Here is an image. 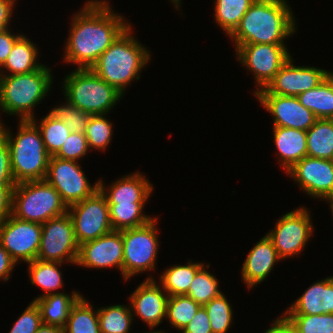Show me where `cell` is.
Wrapping results in <instances>:
<instances>
[{"mask_svg":"<svg viewBox=\"0 0 333 333\" xmlns=\"http://www.w3.org/2000/svg\"><path fill=\"white\" fill-rule=\"evenodd\" d=\"M84 5L72 16L63 57L65 62L77 64L78 69L91 68L131 25L114 13L106 0H89Z\"/></svg>","mask_w":333,"mask_h":333,"instance_id":"cell-1","label":"cell"},{"mask_svg":"<svg viewBox=\"0 0 333 333\" xmlns=\"http://www.w3.org/2000/svg\"><path fill=\"white\" fill-rule=\"evenodd\" d=\"M295 19L286 0H255L229 37L235 49L243 44H285L296 32Z\"/></svg>","mask_w":333,"mask_h":333,"instance_id":"cell-2","label":"cell"},{"mask_svg":"<svg viewBox=\"0 0 333 333\" xmlns=\"http://www.w3.org/2000/svg\"><path fill=\"white\" fill-rule=\"evenodd\" d=\"M132 32L130 25L91 67L100 78L123 95L131 81L140 79L141 70L151 59L150 51Z\"/></svg>","mask_w":333,"mask_h":333,"instance_id":"cell-3","label":"cell"},{"mask_svg":"<svg viewBox=\"0 0 333 333\" xmlns=\"http://www.w3.org/2000/svg\"><path fill=\"white\" fill-rule=\"evenodd\" d=\"M0 120V133L5 137L9 150L11 170L15 183L45 180L50 155L45 149L42 135L32 120H19L16 136H12Z\"/></svg>","mask_w":333,"mask_h":333,"instance_id":"cell-4","label":"cell"},{"mask_svg":"<svg viewBox=\"0 0 333 333\" xmlns=\"http://www.w3.org/2000/svg\"><path fill=\"white\" fill-rule=\"evenodd\" d=\"M46 65L38 70L15 75H0V110L20 120L35 118L34 110L40 104L53 83V74Z\"/></svg>","mask_w":333,"mask_h":333,"instance_id":"cell-5","label":"cell"},{"mask_svg":"<svg viewBox=\"0 0 333 333\" xmlns=\"http://www.w3.org/2000/svg\"><path fill=\"white\" fill-rule=\"evenodd\" d=\"M63 85L65 99L91 115H105L123 98L114 86L100 78L91 68L75 69L66 75Z\"/></svg>","mask_w":333,"mask_h":333,"instance_id":"cell-6","label":"cell"},{"mask_svg":"<svg viewBox=\"0 0 333 333\" xmlns=\"http://www.w3.org/2000/svg\"><path fill=\"white\" fill-rule=\"evenodd\" d=\"M67 211L59 192L46 180L20 182L14 187L12 215L20 220L43 224Z\"/></svg>","mask_w":333,"mask_h":333,"instance_id":"cell-7","label":"cell"},{"mask_svg":"<svg viewBox=\"0 0 333 333\" xmlns=\"http://www.w3.org/2000/svg\"><path fill=\"white\" fill-rule=\"evenodd\" d=\"M157 217L146 225L121 230L123 240V277L155 270L159 240Z\"/></svg>","mask_w":333,"mask_h":333,"instance_id":"cell-8","label":"cell"},{"mask_svg":"<svg viewBox=\"0 0 333 333\" xmlns=\"http://www.w3.org/2000/svg\"><path fill=\"white\" fill-rule=\"evenodd\" d=\"M78 245L92 241L113 231L109 218V205L98 189L93 195L68 207Z\"/></svg>","mask_w":333,"mask_h":333,"instance_id":"cell-9","label":"cell"},{"mask_svg":"<svg viewBox=\"0 0 333 333\" xmlns=\"http://www.w3.org/2000/svg\"><path fill=\"white\" fill-rule=\"evenodd\" d=\"M275 226L267 236L281 259L301 254L314 231L309 209L303 206L283 215Z\"/></svg>","mask_w":333,"mask_h":333,"instance_id":"cell-10","label":"cell"},{"mask_svg":"<svg viewBox=\"0 0 333 333\" xmlns=\"http://www.w3.org/2000/svg\"><path fill=\"white\" fill-rule=\"evenodd\" d=\"M79 245L73 222L68 212L42 224V235L37 259L50 262H70L75 265Z\"/></svg>","mask_w":333,"mask_h":333,"instance_id":"cell-11","label":"cell"},{"mask_svg":"<svg viewBox=\"0 0 333 333\" xmlns=\"http://www.w3.org/2000/svg\"><path fill=\"white\" fill-rule=\"evenodd\" d=\"M77 161L50 156L45 180L60 194L67 207L93 195L99 181L91 185Z\"/></svg>","mask_w":333,"mask_h":333,"instance_id":"cell-12","label":"cell"},{"mask_svg":"<svg viewBox=\"0 0 333 333\" xmlns=\"http://www.w3.org/2000/svg\"><path fill=\"white\" fill-rule=\"evenodd\" d=\"M285 44H243L235 52L237 60L250 72L259 87L264 89L291 57Z\"/></svg>","mask_w":333,"mask_h":333,"instance_id":"cell-13","label":"cell"},{"mask_svg":"<svg viewBox=\"0 0 333 333\" xmlns=\"http://www.w3.org/2000/svg\"><path fill=\"white\" fill-rule=\"evenodd\" d=\"M42 224L20 220L12 214L0 224V244L19 263L37 259Z\"/></svg>","mask_w":333,"mask_h":333,"instance_id":"cell-14","label":"cell"},{"mask_svg":"<svg viewBox=\"0 0 333 333\" xmlns=\"http://www.w3.org/2000/svg\"><path fill=\"white\" fill-rule=\"evenodd\" d=\"M331 73L313 66H295L291 56L269 84L255 94L297 97L299 94L320 85Z\"/></svg>","mask_w":333,"mask_h":333,"instance_id":"cell-15","label":"cell"},{"mask_svg":"<svg viewBox=\"0 0 333 333\" xmlns=\"http://www.w3.org/2000/svg\"><path fill=\"white\" fill-rule=\"evenodd\" d=\"M286 174L310 197L327 202L333 198V160L305 156Z\"/></svg>","mask_w":333,"mask_h":333,"instance_id":"cell-16","label":"cell"},{"mask_svg":"<svg viewBox=\"0 0 333 333\" xmlns=\"http://www.w3.org/2000/svg\"><path fill=\"white\" fill-rule=\"evenodd\" d=\"M77 266L93 269L117 267L123 276V240L121 230H113L79 245Z\"/></svg>","mask_w":333,"mask_h":333,"instance_id":"cell-17","label":"cell"},{"mask_svg":"<svg viewBox=\"0 0 333 333\" xmlns=\"http://www.w3.org/2000/svg\"><path fill=\"white\" fill-rule=\"evenodd\" d=\"M258 102L271 113L273 126L307 131L317 120L314 113L304 107L298 97L274 94H254Z\"/></svg>","mask_w":333,"mask_h":333,"instance_id":"cell-18","label":"cell"},{"mask_svg":"<svg viewBox=\"0 0 333 333\" xmlns=\"http://www.w3.org/2000/svg\"><path fill=\"white\" fill-rule=\"evenodd\" d=\"M168 298L162 286H158L155 278L149 276L129 297L132 314L138 316L150 329L156 328L166 319Z\"/></svg>","mask_w":333,"mask_h":333,"instance_id":"cell-19","label":"cell"},{"mask_svg":"<svg viewBox=\"0 0 333 333\" xmlns=\"http://www.w3.org/2000/svg\"><path fill=\"white\" fill-rule=\"evenodd\" d=\"M281 260L272 240L266 235L253 246L245 258L241 278L248 288L265 281L276 262Z\"/></svg>","mask_w":333,"mask_h":333,"instance_id":"cell-20","label":"cell"},{"mask_svg":"<svg viewBox=\"0 0 333 333\" xmlns=\"http://www.w3.org/2000/svg\"><path fill=\"white\" fill-rule=\"evenodd\" d=\"M145 177L143 173L136 171L131 175H125L121 179L118 178L108 188L104 185V181L100 179L98 180L99 189L105 195L108 204L146 203L154 188Z\"/></svg>","mask_w":333,"mask_h":333,"instance_id":"cell-21","label":"cell"},{"mask_svg":"<svg viewBox=\"0 0 333 333\" xmlns=\"http://www.w3.org/2000/svg\"><path fill=\"white\" fill-rule=\"evenodd\" d=\"M333 313V276L313 283L283 314Z\"/></svg>","mask_w":333,"mask_h":333,"instance_id":"cell-22","label":"cell"},{"mask_svg":"<svg viewBox=\"0 0 333 333\" xmlns=\"http://www.w3.org/2000/svg\"><path fill=\"white\" fill-rule=\"evenodd\" d=\"M272 129L280 166L287 172L307 156L306 131L275 126Z\"/></svg>","mask_w":333,"mask_h":333,"instance_id":"cell-23","label":"cell"},{"mask_svg":"<svg viewBox=\"0 0 333 333\" xmlns=\"http://www.w3.org/2000/svg\"><path fill=\"white\" fill-rule=\"evenodd\" d=\"M81 296L74 290L71 295L58 292L35 298L33 301L40 309L43 324L64 328L72 306Z\"/></svg>","mask_w":333,"mask_h":333,"instance_id":"cell-24","label":"cell"},{"mask_svg":"<svg viewBox=\"0 0 333 333\" xmlns=\"http://www.w3.org/2000/svg\"><path fill=\"white\" fill-rule=\"evenodd\" d=\"M37 49L36 44L21 34L15 41L4 65L0 68V75H5L6 73V75L24 74L38 70L43 64L37 62Z\"/></svg>","mask_w":333,"mask_h":333,"instance_id":"cell-25","label":"cell"},{"mask_svg":"<svg viewBox=\"0 0 333 333\" xmlns=\"http://www.w3.org/2000/svg\"><path fill=\"white\" fill-rule=\"evenodd\" d=\"M297 97L317 119H333V72L320 85Z\"/></svg>","mask_w":333,"mask_h":333,"instance_id":"cell-26","label":"cell"},{"mask_svg":"<svg viewBox=\"0 0 333 333\" xmlns=\"http://www.w3.org/2000/svg\"><path fill=\"white\" fill-rule=\"evenodd\" d=\"M306 134L307 156L333 160V119H317Z\"/></svg>","mask_w":333,"mask_h":333,"instance_id":"cell-27","label":"cell"},{"mask_svg":"<svg viewBox=\"0 0 333 333\" xmlns=\"http://www.w3.org/2000/svg\"><path fill=\"white\" fill-rule=\"evenodd\" d=\"M27 264L31 284L44 290V294L37 298L55 294V290L63 287L62 273L58 267L65 263L35 259Z\"/></svg>","mask_w":333,"mask_h":333,"instance_id":"cell-28","label":"cell"},{"mask_svg":"<svg viewBox=\"0 0 333 333\" xmlns=\"http://www.w3.org/2000/svg\"><path fill=\"white\" fill-rule=\"evenodd\" d=\"M203 265L204 263L192 261H188L187 265H172L162 272L159 285L168 296L187 295L195 274Z\"/></svg>","mask_w":333,"mask_h":333,"instance_id":"cell-29","label":"cell"},{"mask_svg":"<svg viewBox=\"0 0 333 333\" xmlns=\"http://www.w3.org/2000/svg\"><path fill=\"white\" fill-rule=\"evenodd\" d=\"M81 296L72 306L64 333H101L98 309Z\"/></svg>","mask_w":333,"mask_h":333,"instance_id":"cell-30","label":"cell"},{"mask_svg":"<svg viewBox=\"0 0 333 333\" xmlns=\"http://www.w3.org/2000/svg\"><path fill=\"white\" fill-rule=\"evenodd\" d=\"M146 203L108 204L109 218L113 230L137 228L149 223L155 217L143 214Z\"/></svg>","mask_w":333,"mask_h":333,"instance_id":"cell-31","label":"cell"},{"mask_svg":"<svg viewBox=\"0 0 333 333\" xmlns=\"http://www.w3.org/2000/svg\"><path fill=\"white\" fill-rule=\"evenodd\" d=\"M255 0H215L214 4V19L225 31L226 35L230 36L239 26L242 17L250 8Z\"/></svg>","mask_w":333,"mask_h":333,"instance_id":"cell-32","label":"cell"},{"mask_svg":"<svg viewBox=\"0 0 333 333\" xmlns=\"http://www.w3.org/2000/svg\"><path fill=\"white\" fill-rule=\"evenodd\" d=\"M133 314L131 306L121 304L98 308L101 333H129Z\"/></svg>","mask_w":333,"mask_h":333,"instance_id":"cell-33","label":"cell"},{"mask_svg":"<svg viewBox=\"0 0 333 333\" xmlns=\"http://www.w3.org/2000/svg\"><path fill=\"white\" fill-rule=\"evenodd\" d=\"M32 121L41 132L47 153L50 156H54L60 150L71 131L61 119L55 118L50 113L40 119L39 124H37L35 118Z\"/></svg>","mask_w":333,"mask_h":333,"instance_id":"cell-34","label":"cell"},{"mask_svg":"<svg viewBox=\"0 0 333 333\" xmlns=\"http://www.w3.org/2000/svg\"><path fill=\"white\" fill-rule=\"evenodd\" d=\"M209 264L203 265L195 274L187 296L192 298L196 303L204 306L222 292L219 290L218 280L208 270Z\"/></svg>","mask_w":333,"mask_h":333,"instance_id":"cell-35","label":"cell"},{"mask_svg":"<svg viewBox=\"0 0 333 333\" xmlns=\"http://www.w3.org/2000/svg\"><path fill=\"white\" fill-rule=\"evenodd\" d=\"M201 307L187 295L169 296L167 302L166 319L171 326L181 331L195 316Z\"/></svg>","mask_w":333,"mask_h":333,"instance_id":"cell-36","label":"cell"},{"mask_svg":"<svg viewBox=\"0 0 333 333\" xmlns=\"http://www.w3.org/2000/svg\"><path fill=\"white\" fill-rule=\"evenodd\" d=\"M210 319L213 333H227L232 321L233 310L224 293L204 305Z\"/></svg>","mask_w":333,"mask_h":333,"instance_id":"cell-37","label":"cell"},{"mask_svg":"<svg viewBox=\"0 0 333 333\" xmlns=\"http://www.w3.org/2000/svg\"><path fill=\"white\" fill-rule=\"evenodd\" d=\"M112 124L105 115H91L86 126L85 136L89 149L106 150L112 138Z\"/></svg>","mask_w":333,"mask_h":333,"instance_id":"cell-38","label":"cell"},{"mask_svg":"<svg viewBox=\"0 0 333 333\" xmlns=\"http://www.w3.org/2000/svg\"><path fill=\"white\" fill-rule=\"evenodd\" d=\"M284 315L294 325L296 333H333V313Z\"/></svg>","mask_w":333,"mask_h":333,"instance_id":"cell-39","label":"cell"},{"mask_svg":"<svg viewBox=\"0 0 333 333\" xmlns=\"http://www.w3.org/2000/svg\"><path fill=\"white\" fill-rule=\"evenodd\" d=\"M63 105L55 106L49 113L61 119L71 132L85 133L91 114L73 106L67 100Z\"/></svg>","mask_w":333,"mask_h":333,"instance_id":"cell-40","label":"cell"},{"mask_svg":"<svg viewBox=\"0 0 333 333\" xmlns=\"http://www.w3.org/2000/svg\"><path fill=\"white\" fill-rule=\"evenodd\" d=\"M89 150L85 133L71 132L60 150L54 155L63 160L77 161L82 159Z\"/></svg>","mask_w":333,"mask_h":333,"instance_id":"cell-41","label":"cell"},{"mask_svg":"<svg viewBox=\"0 0 333 333\" xmlns=\"http://www.w3.org/2000/svg\"><path fill=\"white\" fill-rule=\"evenodd\" d=\"M42 324L40 309L35 301H31L15 321L9 333H35Z\"/></svg>","mask_w":333,"mask_h":333,"instance_id":"cell-42","label":"cell"},{"mask_svg":"<svg viewBox=\"0 0 333 333\" xmlns=\"http://www.w3.org/2000/svg\"><path fill=\"white\" fill-rule=\"evenodd\" d=\"M15 185L9 146L5 137L0 133V188H14Z\"/></svg>","mask_w":333,"mask_h":333,"instance_id":"cell-43","label":"cell"},{"mask_svg":"<svg viewBox=\"0 0 333 333\" xmlns=\"http://www.w3.org/2000/svg\"><path fill=\"white\" fill-rule=\"evenodd\" d=\"M182 333H213L210 319L204 306H201L191 321L181 330Z\"/></svg>","mask_w":333,"mask_h":333,"instance_id":"cell-44","label":"cell"},{"mask_svg":"<svg viewBox=\"0 0 333 333\" xmlns=\"http://www.w3.org/2000/svg\"><path fill=\"white\" fill-rule=\"evenodd\" d=\"M20 36V34L15 35L12 33L9 28L0 31V68L4 65L15 44V41Z\"/></svg>","mask_w":333,"mask_h":333,"instance_id":"cell-45","label":"cell"},{"mask_svg":"<svg viewBox=\"0 0 333 333\" xmlns=\"http://www.w3.org/2000/svg\"><path fill=\"white\" fill-rule=\"evenodd\" d=\"M14 188H0V224L12 214Z\"/></svg>","mask_w":333,"mask_h":333,"instance_id":"cell-46","label":"cell"},{"mask_svg":"<svg viewBox=\"0 0 333 333\" xmlns=\"http://www.w3.org/2000/svg\"><path fill=\"white\" fill-rule=\"evenodd\" d=\"M17 263L12 259L7 250L0 244V279L8 281L10 274Z\"/></svg>","mask_w":333,"mask_h":333,"instance_id":"cell-47","label":"cell"},{"mask_svg":"<svg viewBox=\"0 0 333 333\" xmlns=\"http://www.w3.org/2000/svg\"><path fill=\"white\" fill-rule=\"evenodd\" d=\"M16 0H0V31L8 29Z\"/></svg>","mask_w":333,"mask_h":333,"instance_id":"cell-48","label":"cell"},{"mask_svg":"<svg viewBox=\"0 0 333 333\" xmlns=\"http://www.w3.org/2000/svg\"><path fill=\"white\" fill-rule=\"evenodd\" d=\"M264 333H296V330L290 320L282 314V317L277 318Z\"/></svg>","mask_w":333,"mask_h":333,"instance_id":"cell-49","label":"cell"},{"mask_svg":"<svg viewBox=\"0 0 333 333\" xmlns=\"http://www.w3.org/2000/svg\"><path fill=\"white\" fill-rule=\"evenodd\" d=\"M35 333H64V328L54 325L42 324Z\"/></svg>","mask_w":333,"mask_h":333,"instance_id":"cell-50","label":"cell"},{"mask_svg":"<svg viewBox=\"0 0 333 333\" xmlns=\"http://www.w3.org/2000/svg\"><path fill=\"white\" fill-rule=\"evenodd\" d=\"M173 4H174V6H175V8L178 10V9H180V2L182 1V0H170Z\"/></svg>","mask_w":333,"mask_h":333,"instance_id":"cell-51","label":"cell"},{"mask_svg":"<svg viewBox=\"0 0 333 333\" xmlns=\"http://www.w3.org/2000/svg\"><path fill=\"white\" fill-rule=\"evenodd\" d=\"M328 203L330 204V209L333 214V198Z\"/></svg>","mask_w":333,"mask_h":333,"instance_id":"cell-52","label":"cell"},{"mask_svg":"<svg viewBox=\"0 0 333 333\" xmlns=\"http://www.w3.org/2000/svg\"><path fill=\"white\" fill-rule=\"evenodd\" d=\"M148 333H164V331L162 332L161 330H158V331H157V330H155V331L153 330V332L150 331V332H148Z\"/></svg>","mask_w":333,"mask_h":333,"instance_id":"cell-53","label":"cell"}]
</instances>
